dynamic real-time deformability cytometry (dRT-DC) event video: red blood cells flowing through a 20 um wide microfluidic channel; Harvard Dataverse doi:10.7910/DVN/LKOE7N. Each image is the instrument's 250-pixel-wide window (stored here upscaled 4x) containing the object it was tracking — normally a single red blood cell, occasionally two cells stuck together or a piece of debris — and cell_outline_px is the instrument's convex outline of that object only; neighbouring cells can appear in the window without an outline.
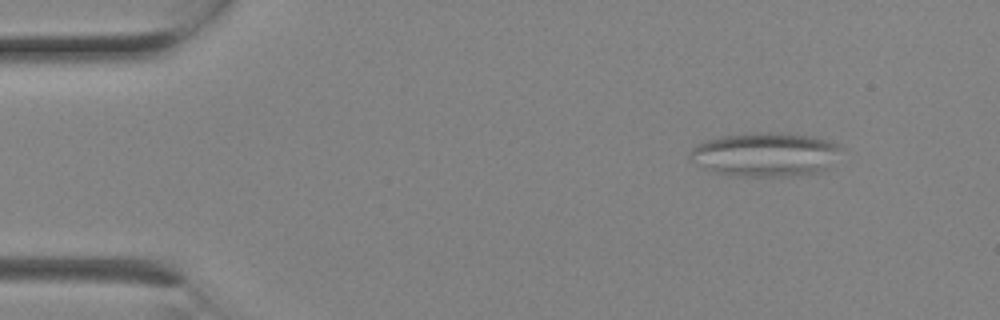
{"species": "Egyptian fruit bat (a non-hibernating species)", "species_latin": "Rousettus aegyptiacus", "temperature_condition": "room temperature", "stored_images_in_passage": 2, "camera_frame_rate_fps": 3000, "um_per_image_px": 0.085, "animal": {"sex": "female"}, "frame": {"image": 1, "passage_image": 1, "time_ms": 0.0, "image_size_px": [1000, 320], "cell_outline_px": [[840, 148], [828, 168], [816, 172], [800, 176], [728, 176], [704, 168], [692, 160], [688, 156], [688, 152], [696, 144], [704, 140], [720, 136], [752, 132], [772, 132], [816, 136], [840, 144]], "centroid_in_image_um": [65.01, 13.12], "position_along_channel_um": 20.0, "area_um2": 39.07}}